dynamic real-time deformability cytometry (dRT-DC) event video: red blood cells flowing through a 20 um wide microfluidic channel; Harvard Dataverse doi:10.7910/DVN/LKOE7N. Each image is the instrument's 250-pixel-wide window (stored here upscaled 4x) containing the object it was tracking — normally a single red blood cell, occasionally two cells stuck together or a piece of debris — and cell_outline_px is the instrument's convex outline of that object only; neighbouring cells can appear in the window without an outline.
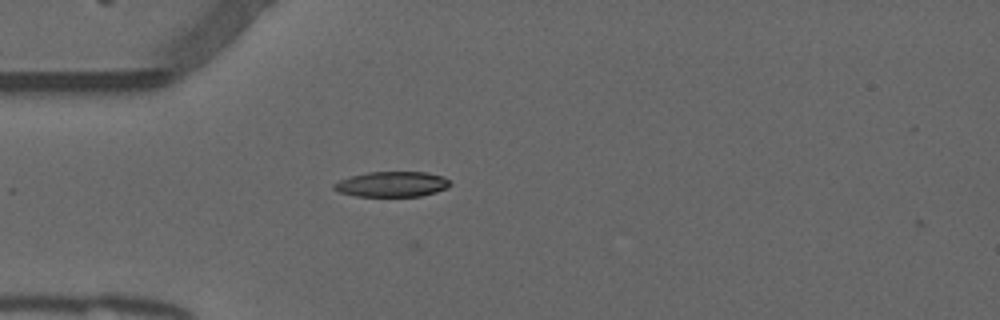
{"species": "common noctule bat (a hibernating species)", "species_latin": "Nyctalus noctula", "temperature_condition": "warm", "stored_images_in_passage": 5, "camera_frame_rate_fps": 3000, "um_per_image_px": 0.085, "animal": {"sex": "male", "forearm_length_mm": 52.5}, "frame": {"image": 1, "passage_image": 3, "time_ms": 0.667, "image_size_px": [1000, 320], "cell_outline_px": [[452, 184], [448, 188], [436, 192], [420, 196], [356, 196], [340, 192], [332, 188], [332, 184], [340, 180], [352, 176], [368, 172], [428, 172], [444, 176]], "centroid_in_image_um": [33.35, 15.65], "position_along_channel_um": 51.6, "area_um2": 17.17}}